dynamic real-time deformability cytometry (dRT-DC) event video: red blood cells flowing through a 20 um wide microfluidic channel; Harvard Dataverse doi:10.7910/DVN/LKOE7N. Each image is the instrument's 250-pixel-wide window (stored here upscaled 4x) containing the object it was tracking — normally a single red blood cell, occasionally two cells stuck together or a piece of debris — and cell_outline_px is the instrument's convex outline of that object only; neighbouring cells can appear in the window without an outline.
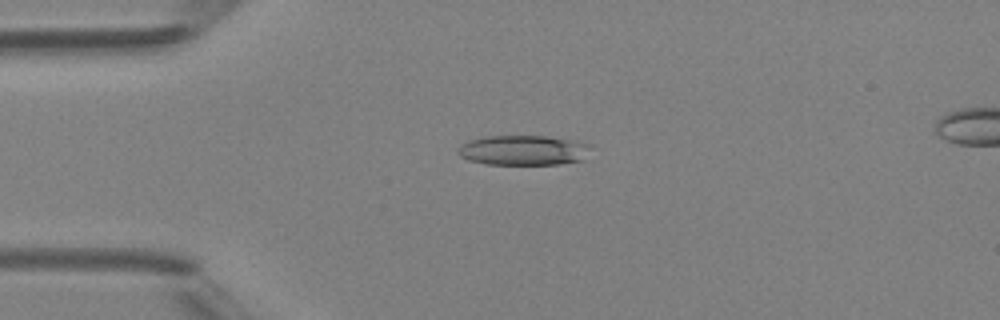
{"species": "Egyptian fruit bat (a non-hibernating species)", "species_latin": "Rousettus aegyptiacus", "temperature_condition": "room temperature", "stored_images_in_passage": 3, "camera_frame_rate_fps": 3000, "um_per_image_px": 0.085, "animal": {"sex": "female"}, "frame": {"image": 1, "passage_image": 1, "time_ms": 0.0, "image_size_px": [1000, 320], "cell_outline_px": [[592, 144], [584, 160], [560, 164], [484, 164], [468, 160], [460, 156], [456, 152], [460, 144], [468, 140], [488, 136], [548, 136], [576, 140]], "centroid_in_image_um": [44.49, 12.77], "position_along_channel_um": 40.5, "area_um2": 23.52}}
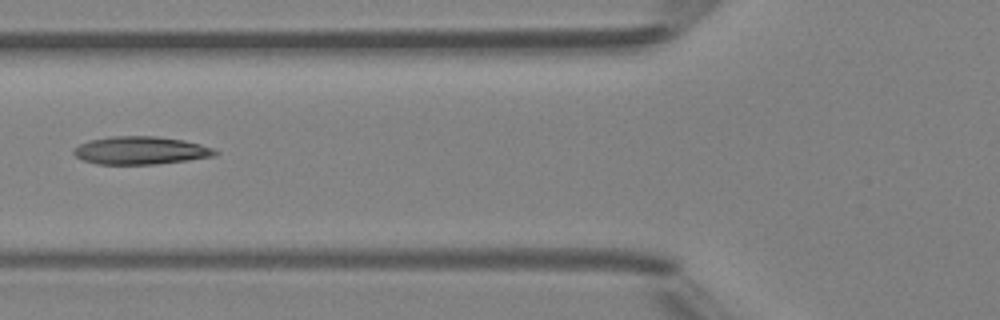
{"frame": {"image": 2, "passage_image": 3, "time_ms": 2.333, "image_size_px": [1000, 320], "cell_outline_px": [[220, 152], [216, 156], [188, 160], [156, 164], [96, 164], [84, 160], [76, 156], [72, 152], [80, 144], [88, 140], [112, 136], [156, 136], [184, 140], [200, 144], [212, 148]], "centroid_in_image_um": [11.98, 12.78], "position_along_channel_um": 113.8, "area_um2": 23.0}}